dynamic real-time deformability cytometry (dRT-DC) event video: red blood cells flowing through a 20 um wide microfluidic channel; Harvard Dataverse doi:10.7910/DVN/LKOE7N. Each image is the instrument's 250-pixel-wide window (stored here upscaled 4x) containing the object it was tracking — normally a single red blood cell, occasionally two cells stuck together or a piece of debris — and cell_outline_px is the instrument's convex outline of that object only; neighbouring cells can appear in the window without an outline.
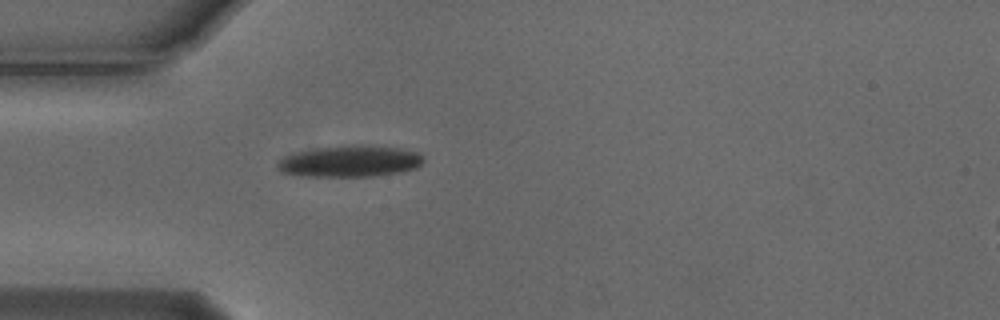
{"species": "Egyptian fruit bat (a non-hibernating species)", "species_latin": "Rousettus aegyptiacus", "temperature_condition": "cold", "stored_images_in_passage": 1, "camera_frame_rate_fps": 3000, "um_per_image_px": 0.085, "animal": {"sex": "male"}, "frame": {"image": 1, "passage_image": 1, "time_ms": 0.0, "image_size_px": [1000, 320], "cell_outline_px": [[424, 160], [416, 168], [400, 172], [372, 176], [304, 176], [280, 172], [276, 168], [276, 164], [280, 160], [288, 156], [300, 152], [316, 148], [400, 148], [416, 152]], "centroid_in_image_um": [29.71, 13.77], "position_along_channel_um": 55.3, "area_um2": 25.2}}